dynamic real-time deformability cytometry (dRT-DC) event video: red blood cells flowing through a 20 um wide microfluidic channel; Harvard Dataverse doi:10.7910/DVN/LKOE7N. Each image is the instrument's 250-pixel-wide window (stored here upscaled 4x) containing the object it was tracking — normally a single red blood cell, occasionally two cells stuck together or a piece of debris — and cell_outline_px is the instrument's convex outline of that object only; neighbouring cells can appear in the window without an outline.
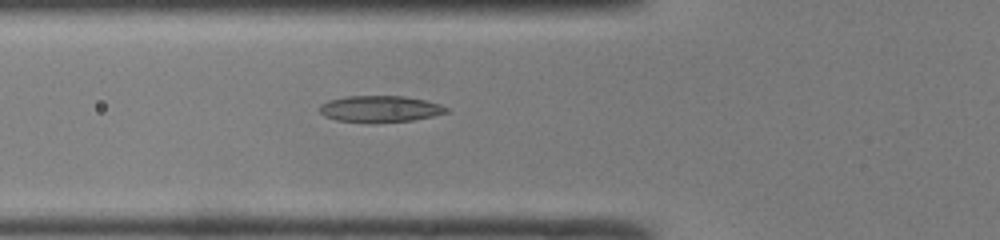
{"species": "common noctule bat (a hibernating species)", "species_latin": "Nyctalus noctula", "temperature_condition": "room temperature", "stored_images_in_passage": 39, "camera_frame_rate_fps": 3000, "um_per_image_px": 0.085, "animal": {"sex": "male", "body_mass_g": 19.0, "forearm_length_mm": 50.8}, "frame": {"image": 1, "passage_image": 9, "time_ms": 2.667, "image_size_px": [1000, 240], "cell_outline_px": [[448, 112], [432, 116], [412, 120], [336, 120], [324, 116], [320, 112], [320, 104], [328, 100], [344, 96], [404, 96], [424, 100], [440, 104], [448, 108]], "centroid_in_image_um": [32.29, 9.21], "position_along_channel_um": 93.5, "area_um2": 18.73}}
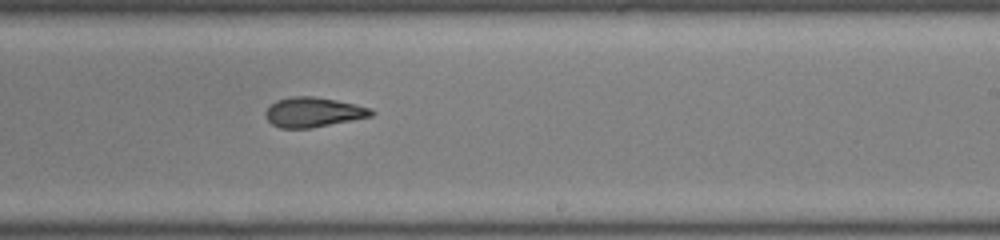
{"frame": {"image": 2, "passage_image": 21, "time_ms": 6.667, "image_size_px": [1000, 240], "cell_outline_px": [[376, 112], [372, 116], [352, 120], [308, 128], [280, 128], [272, 124], [268, 120], [264, 112], [276, 100], [292, 96], [312, 96], [336, 100], [356, 104], [372, 108]], "centroid_in_image_um": [26.65, 9.53], "position_along_channel_um": 262.4, "area_um2": 18.26}}
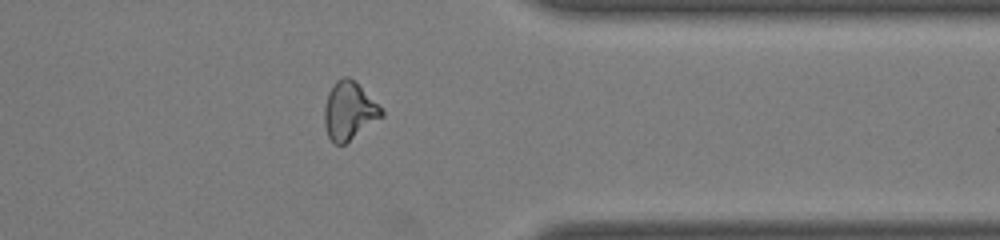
{"frame": {"image": 3, "passage_image": 30, "time_ms": 9.667, "image_size_px": [1000, 240], "cell_outline_px": [[384, 116], [344, 144], [336, 144], [328, 136], [324, 124], [324, 108], [328, 92], [332, 84], [340, 76], [348, 76], [384, 112]], "centroid_in_image_um": [29.63, 9.43], "position_along_channel_um": 381.8, "area_um2": 18.84}, "authors_computed_cell_mechanics": {"area_um2": 18.9584, "velocity_mm_per_s": 4.233, "shape_relaxation_time_tau1_ms": 7.963, "shape_relaxation_time_tau2_ms": 1.8296, "deformation_change_tau1": 0.2397, "deformation_change_tau2": 0.0996}}